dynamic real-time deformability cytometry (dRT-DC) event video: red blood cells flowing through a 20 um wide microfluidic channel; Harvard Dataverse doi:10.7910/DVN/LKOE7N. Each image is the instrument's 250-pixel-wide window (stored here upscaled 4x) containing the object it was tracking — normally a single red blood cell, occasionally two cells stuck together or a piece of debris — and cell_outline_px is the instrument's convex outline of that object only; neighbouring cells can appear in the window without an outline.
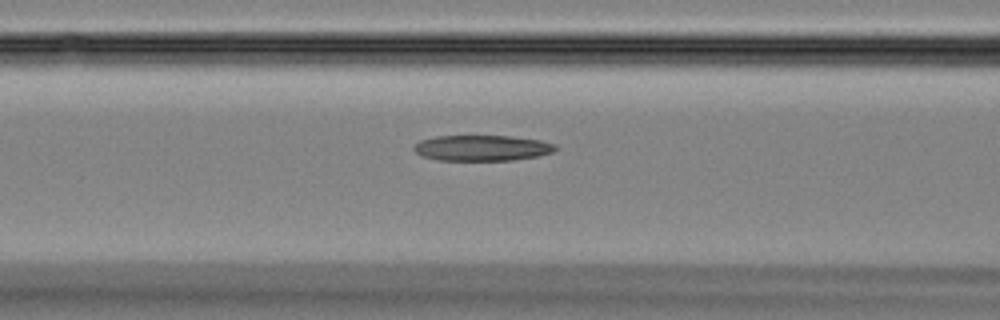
{"species": "Egyptian fruit bat (a non-hibernating species)", "species_latin": "Rousettus aegyptiacus", "temperature_condition": "room temperature", "stored_images_in_passage": 46, "camera_frame_rate_fps": 3000, "um_per_image_px": 0.085, "animal": {"sex": "female"}, "frame": {"image": 1, "passage_image": 19, "time_ms": 6.0, "image_size_px": [1000, 320], "cell_outline_px": [[560, 148], [552, 152], [536, 156], [512, 160], [440, 160], [420, 156], [412, 148], [420, 140], [436, 136], [512, 136], [540, 140], [556, 144]], "centroid_in_image_um": [40.98, 12.57], "position_along_channel_um": 125.6, "area_um2": 21.21}}
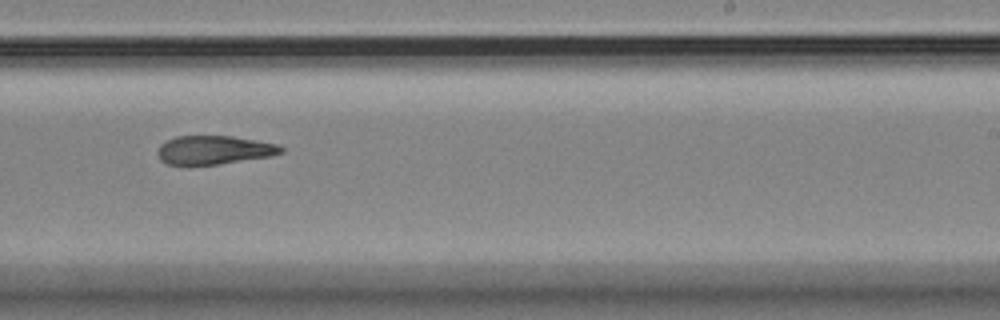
{"frame": {"image": 2, "passage_image": 29, "time_ms": 9.333, "image_size_px": [1000, 320], "cell_outline_px": [[284, 152], [272, 156], [220, 164], [168, 164], [160, 160], [156, 152], [160, 144], [176, 136], [232, 136], [276, 144], [284, 148]], "centroid_in_image_um": [18.19, 12.75], "position_along_channel_um": 270.8, "area_um2": 20.52}}
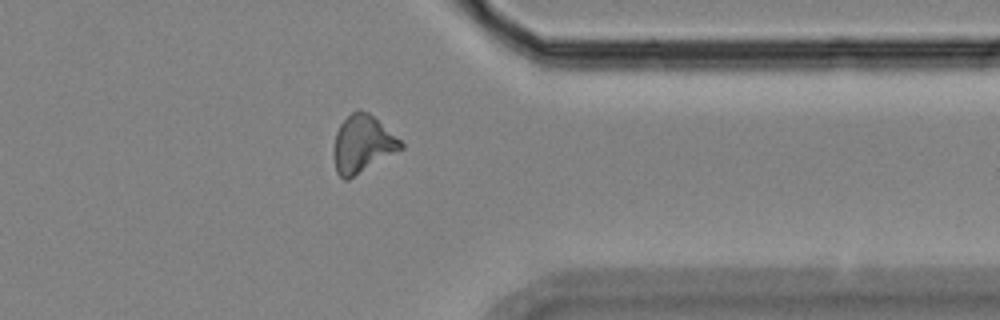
{"frame": {"image": 3, "passage_image": 37, "time_ms": 12.0, "image_size_px": [1000, 320], "cell_outline_px": [[404, 148], [348, 180], [344, 180], [336, 172], [332, 156], [332, 152], [336, 132], [340, 124], [352, 112], [360, 108], [368, 112], [400, 140], [404, 144]], "centroid_in_image_um": [30.77, 12.27], "position_along_channel_um": 380.6, "area_um2": 22.48}}